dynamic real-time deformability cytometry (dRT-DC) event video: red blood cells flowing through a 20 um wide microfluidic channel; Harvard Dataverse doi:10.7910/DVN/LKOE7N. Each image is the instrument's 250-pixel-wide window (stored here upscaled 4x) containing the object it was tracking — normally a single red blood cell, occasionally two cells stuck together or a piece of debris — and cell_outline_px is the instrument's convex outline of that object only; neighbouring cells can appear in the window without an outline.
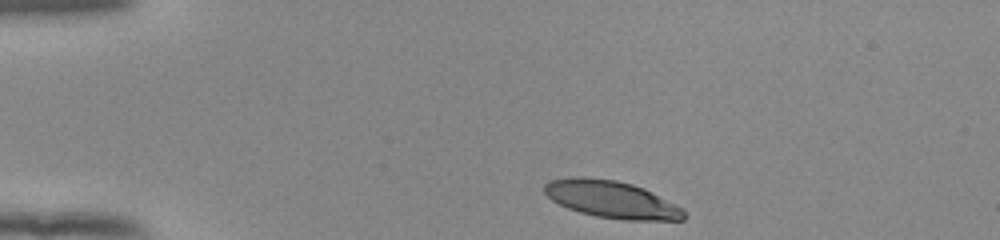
{"species": "human", "species_latin": "Homo sapiens", "temperature_condition": "room temperature", "stored_images_in_passage": 37, "camera_frame_rate_fps": 3000, "um_per_image_px": 0.085, "donor": {"sex": "female"}, "frame": {"image": 1, "passage_image": 1, "time_ms": 0.0, "image_size_px": [1000, 240], "cell_outline_px": [[688, 216], [684, 220], [624, 220], [596, 216], [580, 212], [568, 208], [552, 200], [544, 192], [544, 184], [548, 180], [580, 176], [616, 180], [632, 184], [644, 188], [684, 208]], "centroid_in_image_um": [52.02, 16.95], "position_along_channel_um": 33.0, "area_um2": 30.4}}
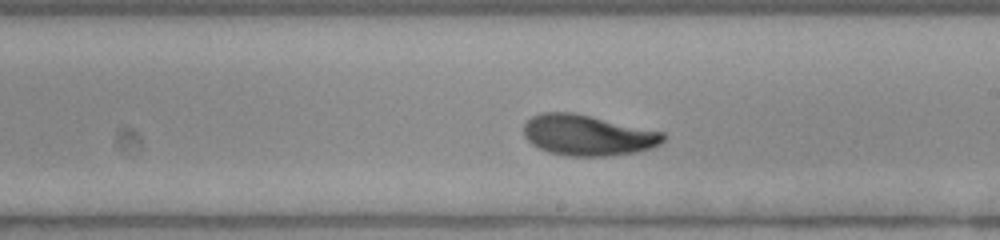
{"frame": {"image": 2, "passage_image": 22, "time_ms": 7.0, "image_size_px": [1000, 240], "cell_outline_px": [[664, 140], [660, 144], [652, 148], [636, 152], [608, 156], [568, 156], [548, 152], [532, 144], [524, 136], [524, 124], [532, 116], [540, 112], [572, 112], [664, 132]], "centroid_in_image_um": [49.95, 11.49], "position_along_channel_um": 239.1, "area_um2": 33.06}}
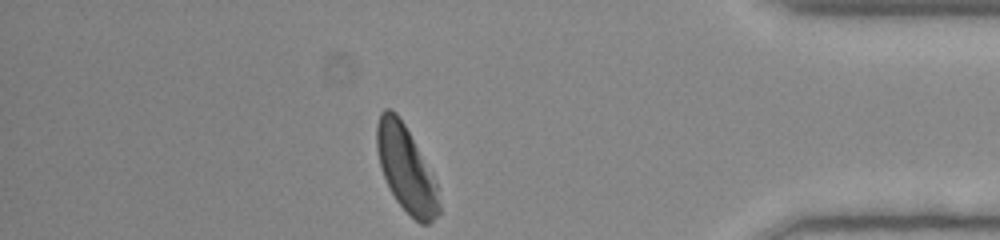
{"frame": {"image": 3, "passage_image": 37, "time_ms": 12.0, "image_size_px": [1000, 240], "cell_outline_px": [[440, 212], [428, 224], [420, 224], [396, 200], [384, 176], [380, 164], [376, 148], [376, 124], [380, 112], [384, 108], [388, 108], [396, 112], [404, 124], [436, 184], [440, 204]], "centroid_in_image_um": [34.48, 14.33], "position_along_channel_um": 400.7, "area_um2": 30.23}, "authors_computed_cell_mechanics": {"area_um2": 32.5414, "velocity_mm_per_s": 3.8503, "shape_relaxation_time_tau1_ms": 4.6702, "shape_relaxation_time_tau2_ms": 1.7996, "deformation_change_tau1": 0.1909, "deformation_change_tau2": 0.0626}}